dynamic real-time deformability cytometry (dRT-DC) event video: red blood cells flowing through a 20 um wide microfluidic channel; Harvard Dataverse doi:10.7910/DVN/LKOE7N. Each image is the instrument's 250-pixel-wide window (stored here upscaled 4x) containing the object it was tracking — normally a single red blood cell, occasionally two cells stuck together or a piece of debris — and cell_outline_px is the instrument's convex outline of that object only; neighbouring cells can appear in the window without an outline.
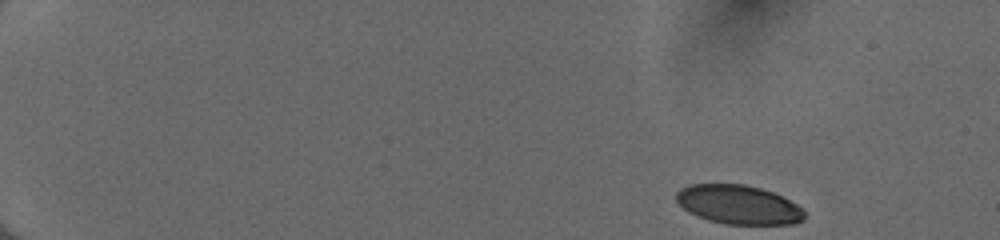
{"species": "human", "species_latin": "Homo sapiens", "temperature_condition": "cold", "stored_images_in_passage": 47, "camera_frame_rate_fps": 3000, "um_per_image_px": 0.085, "donor": {"sex": "female"}, "frame": {"image": 1, "passage_image": 1, "time_ms": 0.0, "image_size_px": [1000, 240], "cell_outline_px": [[804, 220], [796, 224], [724, 224], [708, 220], [696, 216], [688, 212], [676, 200], [676, 192], [680, 188], [688, 184], [744, 184], [760, 188], [772, 192], [804, 208]], "centroid_in_image_um": [62.76, 17.4], "position_along_channel_um": 22.2, "area_um2": 29.25}}
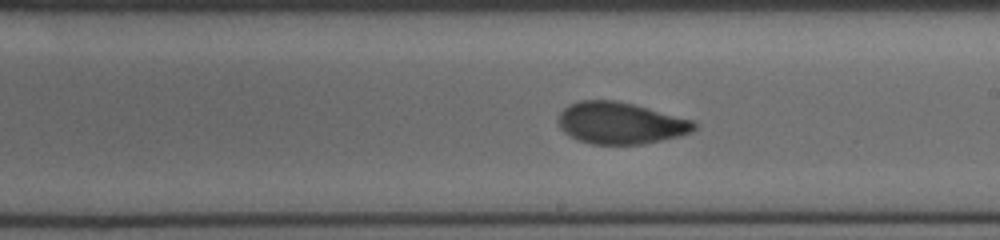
{"frame": {"image": 2, "passage_image": 28, "time_ms": 9.0, "image_size_px": [1000, 240], "cell_outline_px": [[696, 128], [692, 132], [680, 136], [644, 144], [592, 144], [580, 140], [564, 132], [556, 124], [556, 120], [560, 112], [568, 104], [580, 100], [616, 100], [696, 120]], "centroid_in_image_um": [52.74, 10.45], "position_along_channel_um": 236.3, "area_um2": 33.29}}
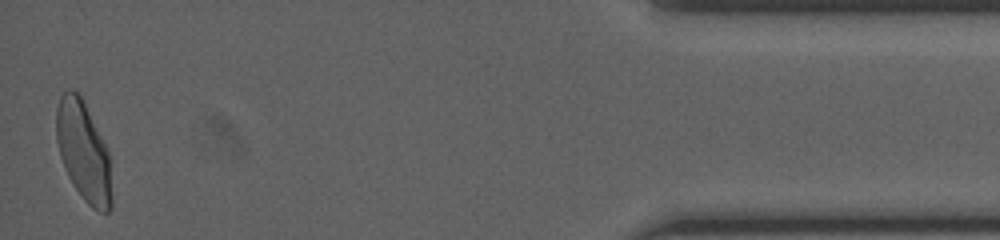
{"frame": {"image": 3, "passage_image": 47, "time_ms": 15.333, "image_size_px": [1000, 240], "cell_outline_px": [[112, 208], [108, 212], [100, 212], [92, 208], [84, 200], [72, 184], [68, 176], [60, 156], [56, 140], [56, 108], [60, 96], [68, 88], [80, 92], [108, 148], [112, 196]], "centroid_in_image_um": [7.1, 12.85], "position_along_channel_um": 428.1, "area_um2": 32.66}, "authors_computed_cell_mechanics": {"area_um2": 32.5414, "velocity_mm_per_s": 4.0383, "shape_relaxation_time_tau1_ms": 5.4261, "shape_relaxation_time_tau2_ms": 1.1661, "deformation_change_tau1": 0.169, "deformation_change_tau2": 0.0574}}